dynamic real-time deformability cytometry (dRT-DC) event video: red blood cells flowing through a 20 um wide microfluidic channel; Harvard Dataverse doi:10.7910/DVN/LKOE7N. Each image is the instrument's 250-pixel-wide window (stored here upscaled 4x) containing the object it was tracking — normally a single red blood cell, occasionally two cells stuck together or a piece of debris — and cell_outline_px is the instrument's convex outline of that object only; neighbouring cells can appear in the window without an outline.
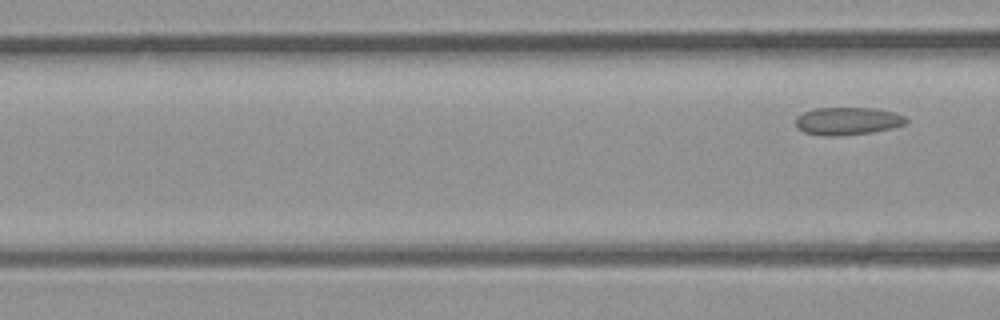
{"species": "common noctule bat (a hibernating species)", "species_latin": "Nyctalus noctula", "temperature_condition": "room temperature", "stored_images_in_passage": 4, "camera_frame_rate_fps": 3000, "um_per_image_px": 0.085, "animal": {"sex": "male", "body_mass_g": 23.1, "forearm_length_mm": 52.7}, "frame": {"image": 1, "passage_image": 4, "time_ms": 1.0, "image_size_px": [1000, 320], "cell_outline_px": [[908, 120], [904, 124], [892, 128], [872, 132], [832, 136], [828, 136], [804, 132], [796, 128], [796, 116], [812, 108], [872, 108], [892, 112], [904, 116]], "centroid_in_image_um": [72.0, 10.28], "position_along_channel_um": 94.6, "area_um2": 17.69}}